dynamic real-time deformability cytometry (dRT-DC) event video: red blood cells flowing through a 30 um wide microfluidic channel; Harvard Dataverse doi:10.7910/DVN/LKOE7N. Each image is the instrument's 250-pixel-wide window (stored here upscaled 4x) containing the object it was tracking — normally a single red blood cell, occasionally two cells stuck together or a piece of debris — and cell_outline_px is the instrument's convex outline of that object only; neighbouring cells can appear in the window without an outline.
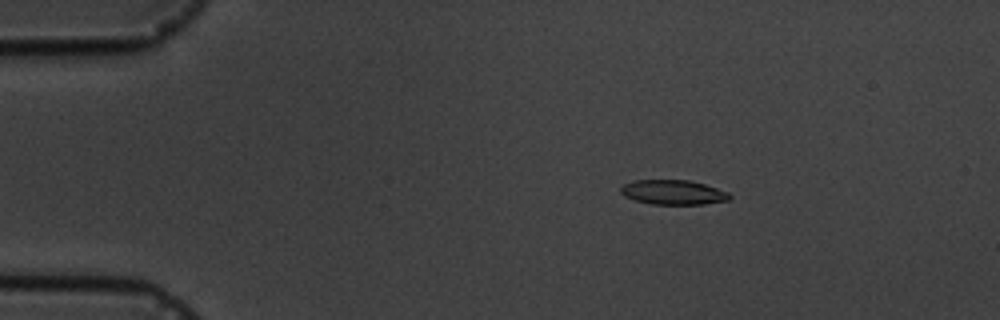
{"species": "common noctule bat (a hibernating species)", "species_latin": "Nyctalus noctula", "temperature_condition": "cold", "stored_images_in_passage": 6, "camera_frame_rate_fps": 3000, "um_per_image_px": 0.085, "animal": {"sex": "male", "body_mass_g": 19.5, "forearm_length_mm": 54.6}, "frame": {"image": 1, "passage_image": 3, "time_ms": 2.333, "image_size_px": [1000, 320], "cell_outline_px": [[732, 196], [728, 200], [704, 204], [652, 204], [636, 200], [624, 196], [620, 192], [620, 188], [624, 184], [632, 180], [688, 180], [704, 184], [728, 192]], "centroid_in_image_um": [57.2, 16.34], "position_along_channel_um": 27.8, "area_um2": 15.55}}